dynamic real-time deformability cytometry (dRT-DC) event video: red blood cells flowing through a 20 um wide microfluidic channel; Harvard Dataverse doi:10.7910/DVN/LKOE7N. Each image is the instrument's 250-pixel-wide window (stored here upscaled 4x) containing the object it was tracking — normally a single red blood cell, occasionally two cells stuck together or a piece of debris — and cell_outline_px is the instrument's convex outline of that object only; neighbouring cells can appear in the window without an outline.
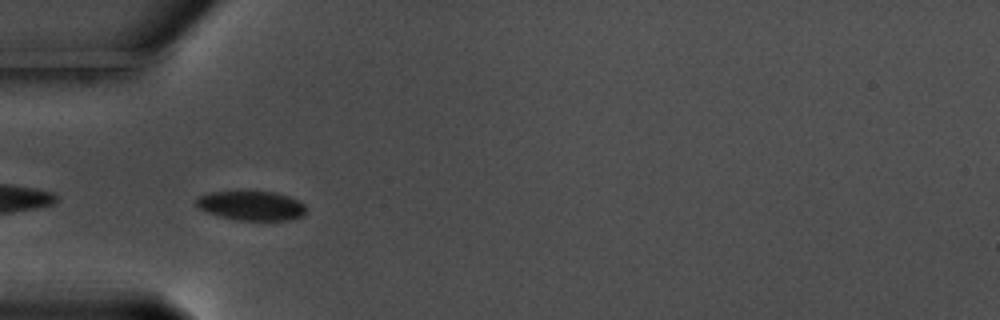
{"species": "common noctule bat (a hibernating species)", "species_latin": "Nyctalus noctula", "temperature_condition": "warm", "stored_images_in_passage": 41, "camera_frame_rate_fps": 3000, "um_per_image_px": 0.085, "animal": {"sex": "male", "body_mass_g": 17.5, "forearm_length_mm": 52.3}, "frame": {"image": 1, "passage_image": 2, "time_ms": 0.333, "image_size_px": [1000, 320], "cell_outline_px": [[308, 208], [300, 216], [288, 220], [236, 220], [220, 216], [208, 212], [200, 208], [196, 204], [196, 200], [200, 196], [208, 192], [276, 192], [288, 196], [304, 204]], "centroid_in_image_um": [21.37, 17.48], "position_along_channel_um": 63.6, "area_um2": 18.5}}
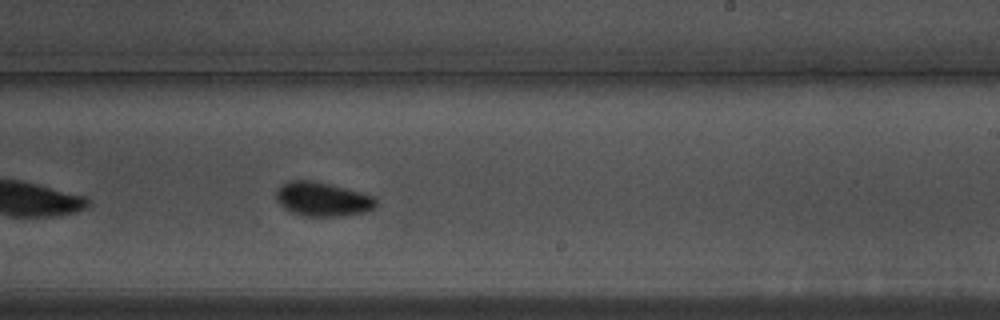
{"frame": {"image": 2, "passage_image": 19, "time_ms": 6.0, "image_size_px": [1000, 320], "cell_outline_px": [[376, 204], [372, 208], [364, 212], [340, 216], [304, 216], [292, 212], [284, 208], [276, 200], [276, 192], [280, 184], [288, 180], [312, 180], [332, 184], [360, 192], [372, 196], [376, 200]], "centroid_in_image_um": [27.36, 16.91], "position_along_channel_um": 261.6, "area_um2": 19.83}}
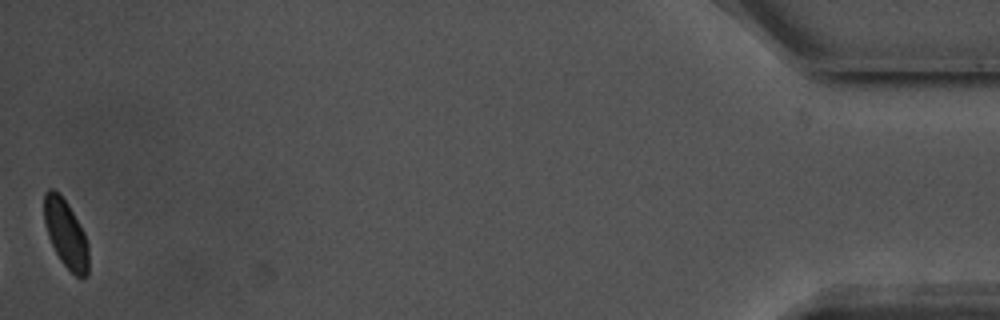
{"frame": {"image": 3, "passage_image": 41, "time_ms": 13.333, "image_size_px": [1000, 320], "cell_outline_px": [[88, 276], [84, 280], [76, 276], [60, 260], [48, 236], [44, 220], [44, 192], [48, 188], [52, 188], [68, 204], [84, 232], [88, 244]], "centroid_in_image_um": [5.6, 19.9], "position_along_channel_um": 429.6, "area_um2": 17.51}, "authors_computed_cell_mechanics": {"area_um2": 19.3052, "velocity_mm_per_s": 3.5383, "shape_relaxation_time_tau1_ms": 2.4748, "shape_relaxation_time_tau2_ms": 2.6049, "deformation_change_tau1": 0.0549, "deformation_change_tau2": 0.0596}}